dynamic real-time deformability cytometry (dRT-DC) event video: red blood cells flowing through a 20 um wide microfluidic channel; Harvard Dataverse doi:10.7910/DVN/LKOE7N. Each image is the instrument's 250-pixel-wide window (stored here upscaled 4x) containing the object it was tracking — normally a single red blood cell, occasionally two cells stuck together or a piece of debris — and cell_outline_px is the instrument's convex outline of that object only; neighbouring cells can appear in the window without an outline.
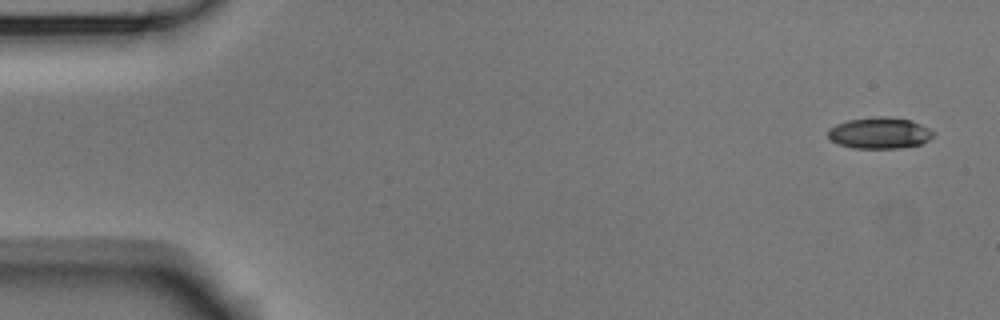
{"species": "Egyptian fruit bat (a non-hibernating species)", "species_latin": "Rousettus aegyptiacus", "temperature_condition": "room temperature", "stored_images_in_passage": 6, "camera_frame_rate_fps": 3000, "um_per_image_px": 0.085, "animal": {"sex": "male"}, "frame": {"image": 1, "passage_image": 1, "time_ms": 0.0, "image_size_px": [1000, 320], "cell_outline_px": [[932, 136], [928, 140], [920, 144], [900, 148], [852, 148], [840, 144], [832, 140], [828, 136], [828, 128], [836, 124], [848, 120], [876, 116], [888, 116], [912, 120], [928, 128], [932, 132]], "centroid_in_image_um": [74.74, 11.29], "position_along_channel_um": 10.3, "area_um2": 19.13}}
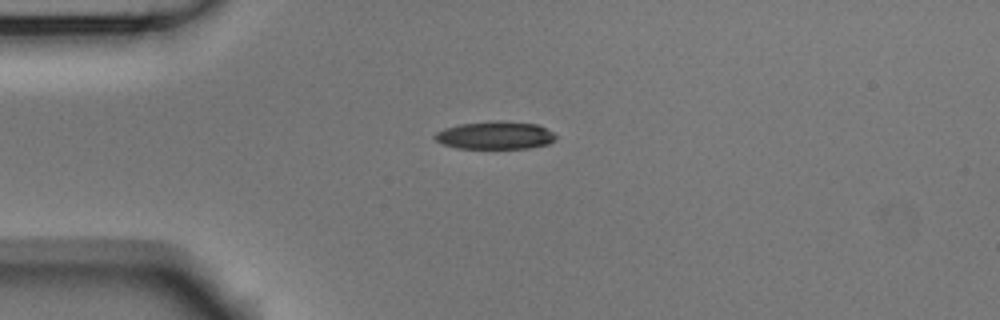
{"frame": {"image": 2, "passage_image": 4, "time_ms": 1.0, "image_size_px": [1000, 320], "cell_outline_px": [[556, 140], [548, 144], [528, 148], [456, 148], [444, 144], [436, 140], [432, 136], [436, 132], [444, 128], [460, 124], [492, 120], [500, 120], [536, 124], [552, 132], [556, 136]], "centroid_in_image_um": [42.07, 11.49], "position_along_channel_um": 42.9, "area_um2": 19.65}}
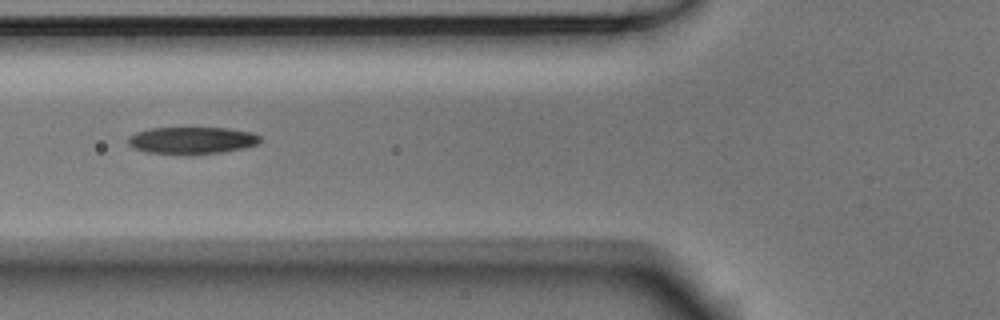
{"frame": {"image": 3, "passage_image": 6, "time_ms": 1.667, "image_size_px": [1000, 320], "cell_outline_px": [[260, 144], [244, 148], [224, 152], [144, 152], [132, 148], [128, 144], [128, 136], [136, 132], [152, 128], [228, 128], [252, 132], [260, 136]], "centroid_in_image_um": [16.33, 11.9], "position_along_channel_um": 109.5, "area_um2": 20.29}}